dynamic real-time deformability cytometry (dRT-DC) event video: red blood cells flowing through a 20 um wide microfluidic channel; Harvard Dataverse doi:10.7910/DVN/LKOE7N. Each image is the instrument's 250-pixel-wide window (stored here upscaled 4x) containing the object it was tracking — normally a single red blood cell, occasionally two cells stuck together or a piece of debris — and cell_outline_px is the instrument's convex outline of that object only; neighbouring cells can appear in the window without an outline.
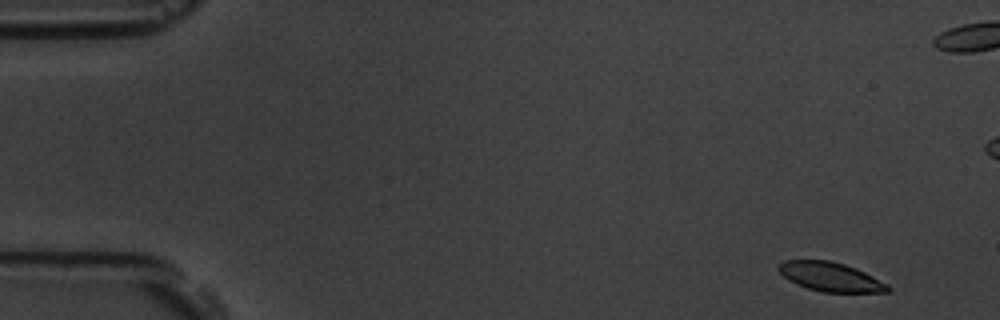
{"species": "common noctule bat (a hibernating species)", "species_latin": "Nyctalus noctula", "temperature_condition": "room temperature", "stored_images_in_passage": 5, "camera_frame_rate_fps": 3000, "um_per_image_px": 0.085, "animal": {"sex": "male", "body_mass_g": 19.5, "forearm_length_mm": 54.6}, "frame": {"image": 1, "passage_image": 1, "time_ms": 0.0, "image_size_px": [1000, 320], "cell_outline_px": [[888, 292], [824, 292], [808, 288], [796, 284], [788, 280], [776, 268], [784, 260], [832, 260], [856, 268], [888, 284]], "centroid_in_image_um": [70.56, 23.52], "position_along_channel_um": 14.4, "area_um2": 18.38}}